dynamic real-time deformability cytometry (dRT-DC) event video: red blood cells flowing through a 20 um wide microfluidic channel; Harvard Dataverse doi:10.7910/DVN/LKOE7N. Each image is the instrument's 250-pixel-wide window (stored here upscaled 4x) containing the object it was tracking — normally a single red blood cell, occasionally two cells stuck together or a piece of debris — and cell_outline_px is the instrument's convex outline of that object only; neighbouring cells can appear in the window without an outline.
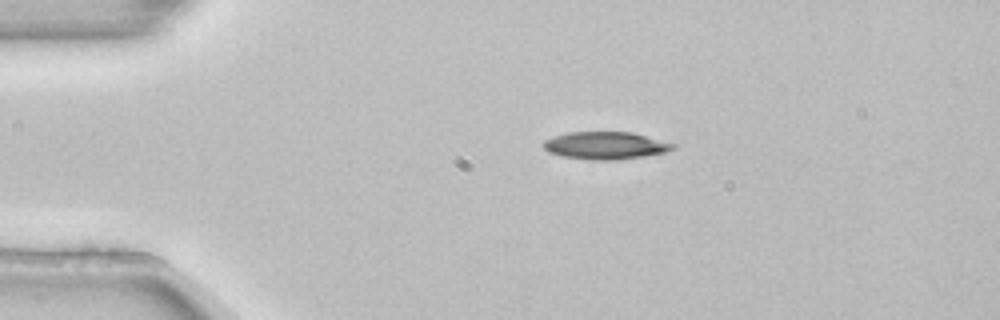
{"species": "common noctule bat (a hibernating species)", "species_latin": "Nyctalus noctula", "temperature_condition": "room temperature", "stored_images_in_passage": 2, "camera_frame_rate_fps": 3000, "um_per_image_px": 0.085, "animal": {"sex": "female", "body_mass_g": 22.7, "forearm_length_mm": 54.2}, "frame": {"image": 1, "passage_image": 1, "time_ms": 0.0, "image_size_px": [1000, 320], "cell_outline_px": [[676, 148], [664, 152], [644, 156], [616, 160], [588, 160], [560, 156], [548, 152], [540, 144], [544, 140], [552, 136], [568, 132], [632, 132], [676, 144]], "centroid_in_image_um": [51.41, 12.37], "position_along_channel_um": 33.6, "area_um2": 20.98}}